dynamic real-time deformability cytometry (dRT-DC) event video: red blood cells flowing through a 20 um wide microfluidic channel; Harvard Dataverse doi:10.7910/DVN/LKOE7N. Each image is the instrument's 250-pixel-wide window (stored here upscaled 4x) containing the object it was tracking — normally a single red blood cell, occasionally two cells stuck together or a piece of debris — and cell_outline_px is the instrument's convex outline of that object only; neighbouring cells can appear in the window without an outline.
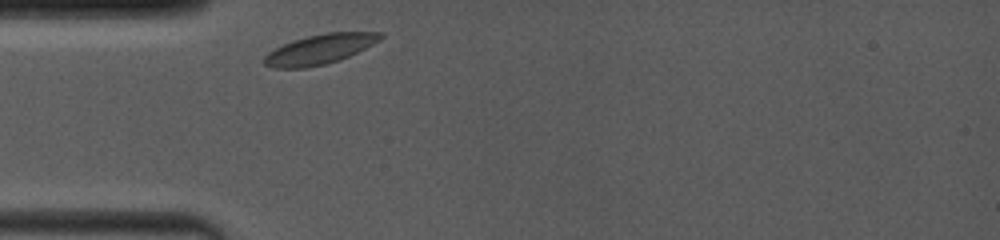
{"species": "common noctule bat (a hibernating species)", "species_latin": "Nyctalus noctula", "temperature_condition": "room temperature", "stored_images_in_passage": 22, "camera_frame_rate_fps": 4000, "um_per_image_px": 0.085, "animal": {"sex": "female", "body_mass_g": 19.0, "forearm_length_mm": 53.3}, "frame": {"image": 1, "passage_image": 1, "time_ms": 0.0, "image_size_px": [1000, 240], "cell_outline_px": [[384, 36], [380, 40], [340, 60], [324, 64], [304, 68], [276, 68], [264, 64], [264, 56], [268, 52], [292, 40], [308, 36], [328, 32], [384, 32]], "centroid_in_image_um": [27.18, 4.18], "position_along_channel_um": 57.8, "area_um2": 19.94}}
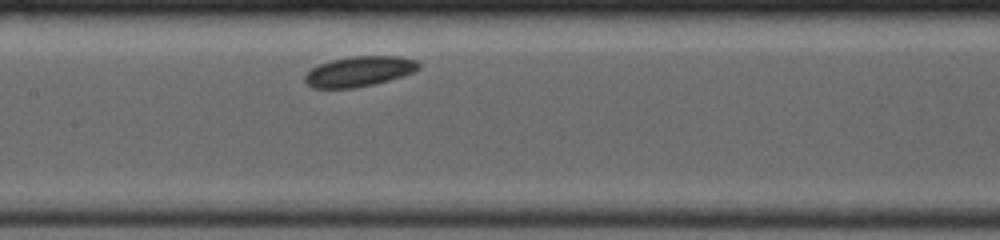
{"frame": {"image": 2, "passage_image": 13, "time_ms": 3.25, "image_size_px": [1000, 240], "cell_outline_px": [[420, 68], [404, 76], [356, 88], [312, 88], [304, 80], [304, 76], [312, 68], [320, 64], [332, 60], [352, 56], [400, 56], [416, 60], [420, 64]], "centroid_in_image_um": [30.54, 6.07], "position_along_channel_um": 176.9, "area_um2": 19.94}}
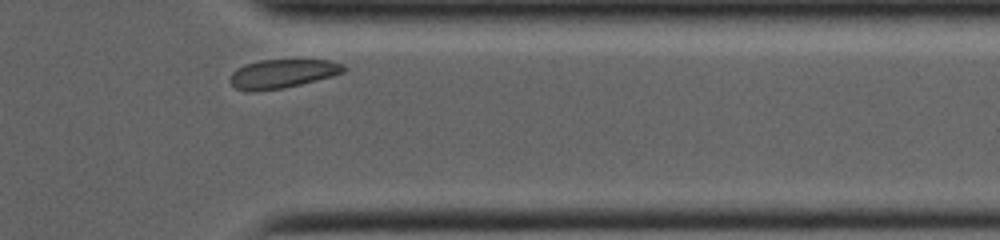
{"frame": {"image": 3, "passage_image": 22, "time_ms": 8.75, "image_size_px": [1000, 240], "cell_outline_px": [[348, 68], [344, 72], [332, 76], [284, 88], [236, 88], [228, 80], [232, 72], [236, 68], [244, 64], [260, 60], [332, 60], [344, 64]], "centroid_in_image_um": [24.08, 6.21], "position_along_channel_um": 387.3, "area_um2": 18.55}}